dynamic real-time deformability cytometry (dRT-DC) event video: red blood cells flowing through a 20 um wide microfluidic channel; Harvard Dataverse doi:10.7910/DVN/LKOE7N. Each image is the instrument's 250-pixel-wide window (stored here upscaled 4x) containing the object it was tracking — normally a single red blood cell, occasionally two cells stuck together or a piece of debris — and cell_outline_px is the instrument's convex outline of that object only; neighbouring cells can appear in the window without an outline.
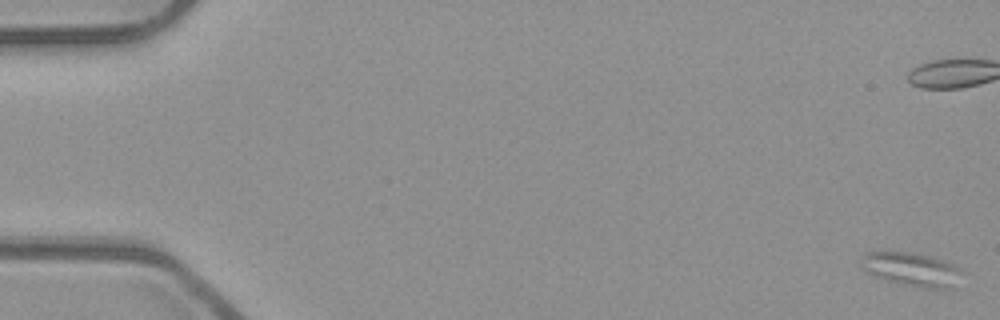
{"species": "common noctule bat (a hibernating species)", "species_latin": "Nyctalus noctula", "temperature_condition": "room temperature", "stored_images_in_passage": 55, "camera_frame_rate_fps": 3000, "um_per_image_px": 0.085, "animal": {"sex": "male", "body_mass_g": 23.1, "forearm_length_mm": 52.7}, "frame": {"image": 1, "passage_image": 1, "time_ms": 0.0, "image_size_px": [1000, 320], "cell_outline_px": [[968, 272], [956, 288], [920, 288], [888, 280], [876, 276], [868, 272], [860, 264], [860, 260], [864, 252], [912, 252], [932, 256], [956, 264]], "centroid_in_image_um": [77.65, 22.9], "position_along_channel_um": 7.3, "area_um2": 20.46}}
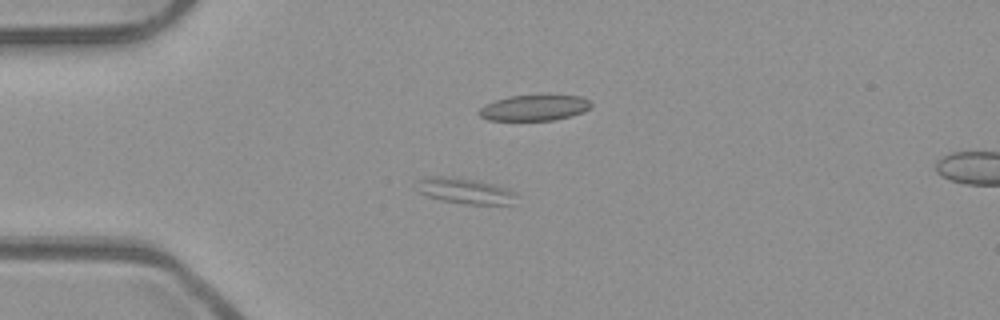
{"frame": {"image": 2, "passage_image": 15, "time_ms": 4.667, "image_size_px": [1000, 320], "cell_outline_px": [[516, 192], [512, 204], [464, 204], [440, 200], [428, 196], [420, 192], [420, 180], [424, 176], [452, 176], [476, 180], [508, 188]], "centroid_in_image_um": [39.55, 16.22], "position_along_channel_um": 45.5, "area_um2": 14.74}}